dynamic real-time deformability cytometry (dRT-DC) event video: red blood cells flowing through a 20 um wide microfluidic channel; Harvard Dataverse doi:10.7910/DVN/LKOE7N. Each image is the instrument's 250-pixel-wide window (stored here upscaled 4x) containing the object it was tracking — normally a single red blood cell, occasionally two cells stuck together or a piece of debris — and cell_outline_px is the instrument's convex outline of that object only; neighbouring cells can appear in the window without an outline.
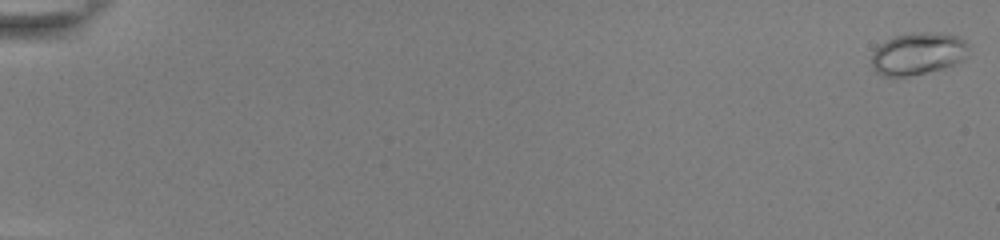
{"species": "common noctule bat (a hibernating species)", "species_latin": "Nyctalus noctula", "temperature_condition": "room temperature", "stored_images_in_passage": 55, "camera_frame_rate_fps": 3000, "um_per_image_px": 0.085, "animal": {"sex": "female", "body_mass_g": 22.0, "forearm_length_mm": 56.7}, "frame": {"image": 1, "passage_image": 1, "time_ms": 0.0, "image_size_px": [1000, 240], "cell_outline_px": [[968, 44], [964, 56], [960, 60], [944, 68], [908, 76], [884, 76], [876, 72], [872, 68], [872, 52], [880, 44], [896, 36], [920, 32], [940, 32], [956, 36], [964, 40]], "centroid_in_image_um": [77.99, 4.56], "position_along_channel_um": 7.0, "area_um2": 23.47}}
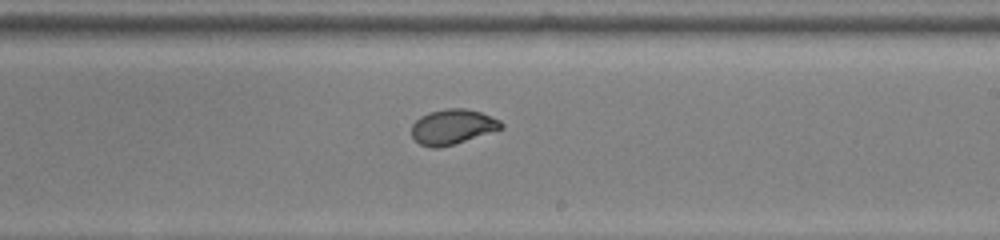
{"frame": {"image": 2, "passage_image": 35, "time_ms": 11.333, "image_size_px": [1000, 240], "cell_outline_px": [[504, 128], [452, 144], [436, 148], [432, 148], [420, 144], [412, 136], [412, 124], [420, 116], [428, 112], [448, 108], [464, 108], [480, 112], [500, 120], [504, 124]], "centroid_in_image_um": [38.46, 10.76], "position_along_channel_um": 250.5, "area_um2": 18.09}}
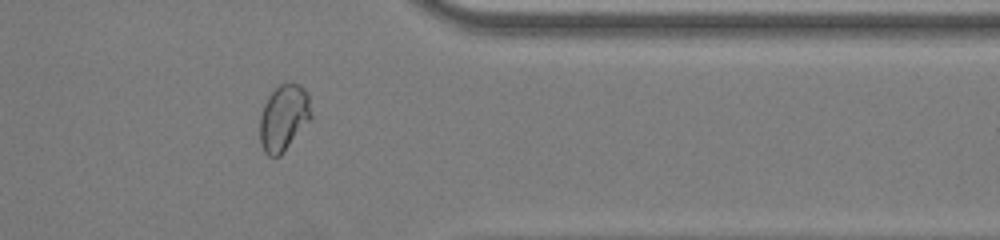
{"frame": {"image": 3, "passage_image": 46, "time_ms": 15.0, "image_size_px": [1000, 240], "cell_outline_px": [[312, 120], [280, 156], [268, 156], [264, 152], [260, 144], [260, 116], [264, 104], [268, 96], [280, 84], [296, 84], [304, 88], [308, 92], [312, 112]], "centroid_in_image_um": [24.14, 10.03], "position_along_channel_um": 387.3, "area_um2": 20.06}, "authors_computed_cell_mechanics": {"area_um2": 19.7676, "velocity_mm_per_s": 3.8833, "shape_relaxation_time_tau1_ms": 8.2948, "shape_relaxation_time_tau2_ms": null, "deformation_change_tau1": 0.2028, "deformation_change_tau2": null}}